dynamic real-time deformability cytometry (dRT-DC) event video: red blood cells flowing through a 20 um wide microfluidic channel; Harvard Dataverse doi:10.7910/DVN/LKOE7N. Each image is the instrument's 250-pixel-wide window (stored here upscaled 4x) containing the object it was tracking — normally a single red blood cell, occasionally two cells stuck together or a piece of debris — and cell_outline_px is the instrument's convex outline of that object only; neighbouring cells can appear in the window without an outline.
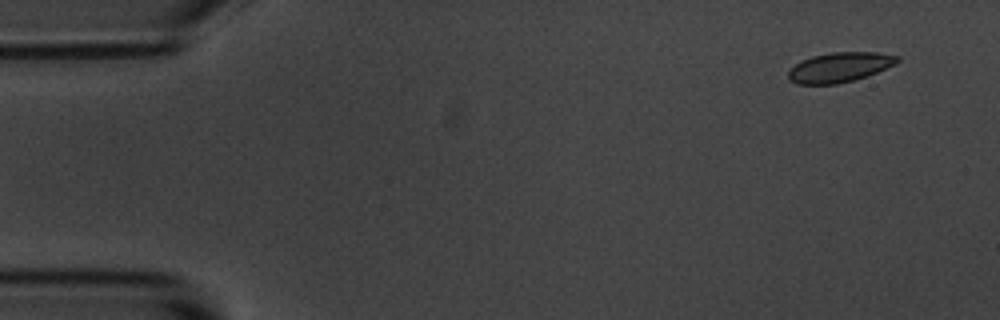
{"species": "common noctule bat (a hibernating species)", "species_latin": "Nyctalus noctula", "temperature_condition": "room temperature", "stored_images_in_passage": 6, "camera_frame_rate_fps": 3000, "um_per_image_px": 0.085, "animal": {"sex": "male", "body_mass_g": 20.1, "forearm_length_mm": 53.5}, "frame": {"image": 1, "passage_image": 1, "time_ms": 0.0, "image_size_px": [1000, 320], "cell_outline_px": [[900, 60], [896, 64], [876, 72], [852, 80], [836, 84], [796, 84], [788, 80], [788, 72], [800, 60], [812, 56], [832, 52], [876, 52], [900, 56]], "centroid_in_image_um": [71.35, 5.71], "position_along_channel_um": 13.6, "area_um2": 18.84}}
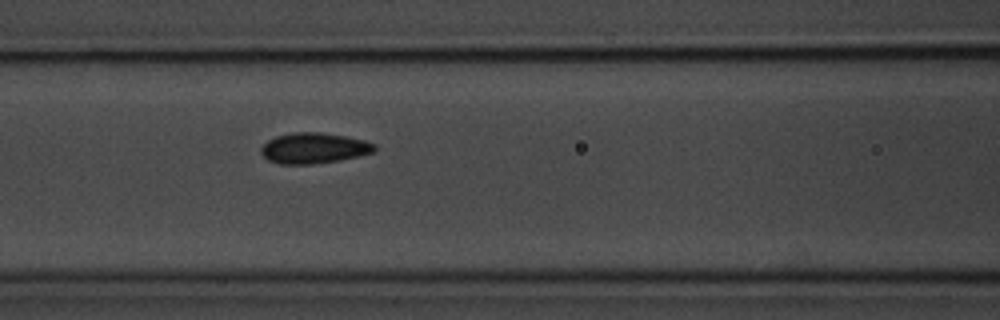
{"frame": {"image": 2, "passage_image": 6, "time_ms": 6.333, "image_size_px": [1000, 320], "cell_outline_px": [[376, 148], [372, 152], [340, 160], [312, 164], [280, 164], [268, 160], [260, 152], [260, 148], [268, 140], [276, 136], [292, 132], [320, 132], [344, 136], [364, 140], [376, 144]], "centroid_in_image_um": [26.65, 12.59], "position_along_channel_um": 140.0, "area_um2": 20.17}}